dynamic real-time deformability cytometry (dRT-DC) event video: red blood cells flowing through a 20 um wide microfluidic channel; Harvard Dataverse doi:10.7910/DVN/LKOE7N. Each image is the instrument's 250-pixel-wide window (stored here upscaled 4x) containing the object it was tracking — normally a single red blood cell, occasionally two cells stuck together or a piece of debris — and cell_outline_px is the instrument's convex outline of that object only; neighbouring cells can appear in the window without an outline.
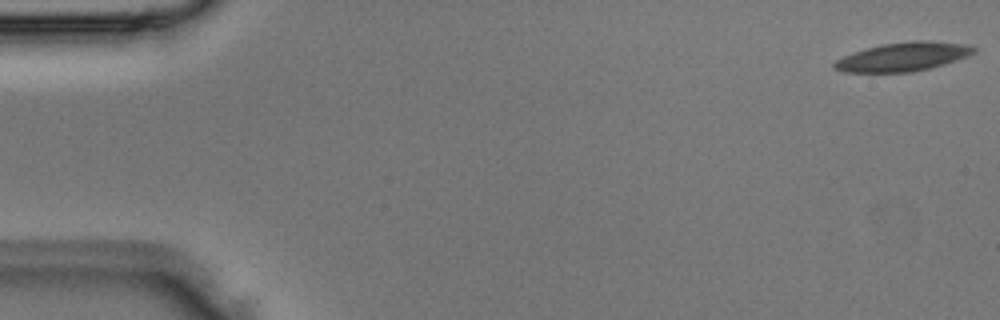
{"species": "Egyptian fruit bat (a non-hibernating species)", "species_latin": "Rousettus aegyptiacus", "temperature_condition": "room temperature", "stored_images_in_passage": 4, "camera_frame_rate_fps": 3000, "um_per_image_px": 0.085, "animal": {"sex": "male"}, "frame": {"image": 1, "passage_image": 1, "time_ms": 0.0, "image_size_px": [1000, 320], "cell_outline_px": [[976, 52], [968, 56], [944, 64], [912, 72], [844, 72], [832, 68], [832, 64], [836, 60], [844, 56], [868, 48], [884, 44], [912, 40], [924, 40], [972, 44], [976, 48]], "centroid_in_image_um": [76.81, 4.82], "position_along_channel_um": 8.2, "area_um2": 23.35}}